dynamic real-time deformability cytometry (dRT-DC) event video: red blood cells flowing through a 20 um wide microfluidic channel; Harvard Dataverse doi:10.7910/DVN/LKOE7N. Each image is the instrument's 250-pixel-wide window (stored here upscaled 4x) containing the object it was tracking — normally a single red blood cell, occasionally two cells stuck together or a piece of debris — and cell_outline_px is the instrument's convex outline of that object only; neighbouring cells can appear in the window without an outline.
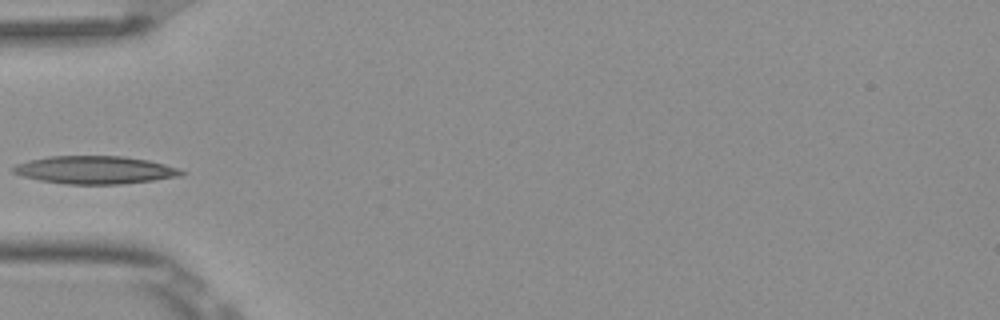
{"species": "Egyptian fruit bat (a non-hibernating species)", "species_latin": "Rousettus aegyptiacus", "temperature_condition": "room temperature", "stored_images_in_passage": 7, "camera_frame_rate_fps": 3000, "um_per_image_px": 0.085, "frame": {"image": 1, "passage_image": 6, "time_ms": 1.667, "image_size_px": [1000, 320], "cell_outline_px": [[188, 172], [184, 176], [120, 184], [68, 184], [40, 180], [24, 176], [12, 172], [12, 168], [16, 164], [28, 160], [48, 156], [124, 156], [148, 160], [164, 164]], "centroid_in_image_um": [8.09, 14.44], "position_along_channel_um": 76.9, "area_um2": 27.28}}
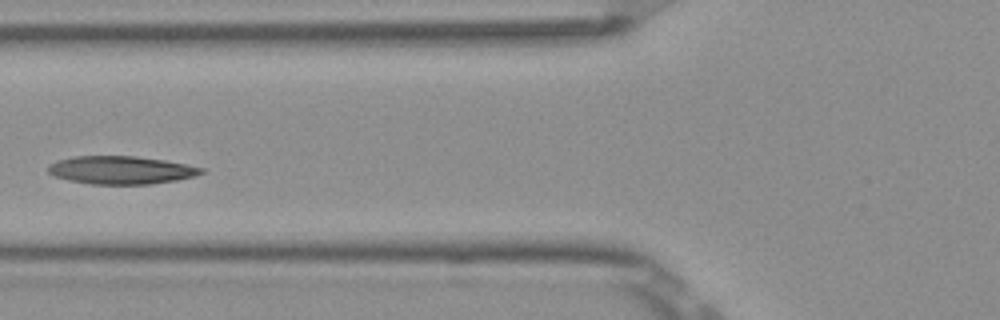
{"frame": {"image": 2, "passage_image": 7, "time_ms": 2.0, "image_size_px": [1000, 320], "cell_outline_px": [[204, 172], [192, 176], [176, 180], [148, 184], [92, 184], [68, 180], [56, 176], [48, 172], [48, 164], [56, 160], [72, 156], [136, 156], [164, 160], [204, 168]], "centroid_in_image_um": [10.24, 14.44], "position_along_channel_um": 115.6, "area_um2": 24.85}}